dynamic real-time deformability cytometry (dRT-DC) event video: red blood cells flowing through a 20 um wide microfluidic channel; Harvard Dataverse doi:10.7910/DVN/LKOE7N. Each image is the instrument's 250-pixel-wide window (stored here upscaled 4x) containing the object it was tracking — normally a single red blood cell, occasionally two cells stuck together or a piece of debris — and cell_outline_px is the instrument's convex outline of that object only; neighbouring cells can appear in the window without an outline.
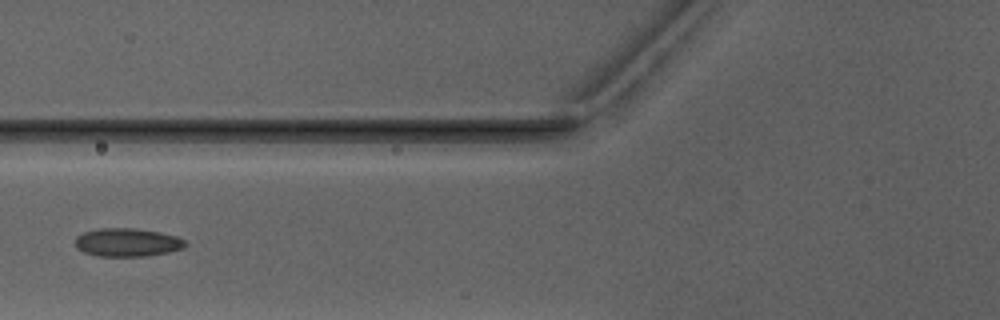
{"species": "Egyptian fruit bat (a non-hibernating species)", "species_latin": "Rousettus aegyptiacus", "temperature_condition": "warm", "stored_images_in_passage": 5, "camera_frame_rate_fps": 3000, "um_per_image_px": 0.085, "animal": {"sex": "male"}, "frame": {"image": 1, "passage_image": 5, "time_ms": 5.0, "image_size_px": [1000, 320], "cell_outline_px": [[188, 244], [184, 248], [168, 252], [148, 256], [96, 256], [84, 252], [76, 248], [76, 236], [84, 232], [100, 228], [132, 228], [160, 232], [176, 236], [184, 240]], "centroid_in_image_um": [10.83, 20.61], "position_along_channel_um": 115.0, "area_um2": 18.21}}